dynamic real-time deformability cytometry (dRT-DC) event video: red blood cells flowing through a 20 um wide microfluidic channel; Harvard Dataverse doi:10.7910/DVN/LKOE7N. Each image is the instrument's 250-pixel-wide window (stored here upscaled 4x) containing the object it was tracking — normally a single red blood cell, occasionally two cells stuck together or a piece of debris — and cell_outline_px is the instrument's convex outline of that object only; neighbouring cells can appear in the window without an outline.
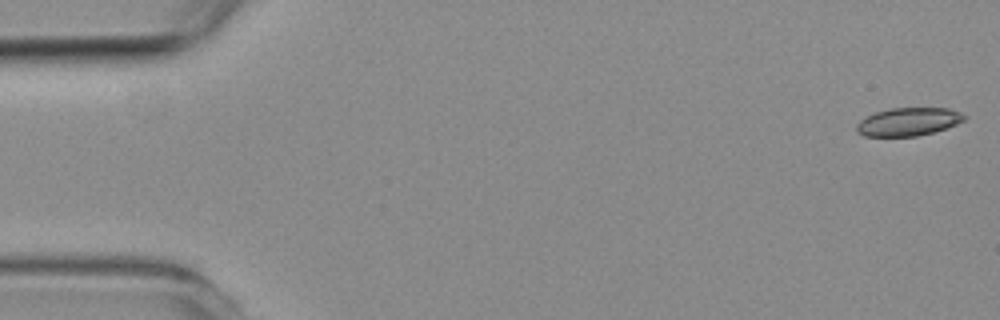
{"species": "common noctule bat (a hibernating species)", "species_latin": "Nyctalus noctula", "temperature_condition": "room temperature", "stored_images_in_passage": 7, "camera_frame_rate_fps": 3000, "um_per_image_px": 0.085, "animal": {"sex": "female", "body_mass_g": 19.3, "forearm_length_mm": 54.1}, "frame": {"image": 1, "passage_image": 1, "time_ms": 0.0, "image_size_px": [1000, 320], "cell_outline_px": [[968, 116], [964, 120], [956, 124], [932, 132], [916, 136], [864, 136], [856, 132], [856, 124], [860, 120], [876, 112], [892, 108], [948, 108], [960, 112]], "centroid_in_image_um": [77.2, 10.34], "position_along_channel_um": 7.8, "area_um2": 17.51}}
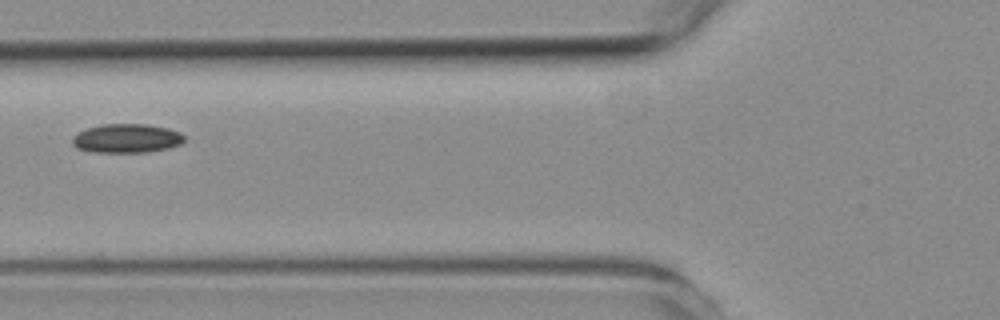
{"frame": {"image": 2, "passage_image": 6, "time_ms": 6.0, "image_size_px": [1000, 320], "cell_outline_px": [[184, 140], [180, 144], [168, 148], [144, 152], [96, 152], [76, 148], [72, 144], [72, 140], [80, 132], [88, 128], [104, 124], [148, 124], [168, 128], [180, 132], [184, 136]], "centroid_in_image_um": [10.8, 11.76], "position_along_channel_um": 115.0, "area_um2": 18.67}}
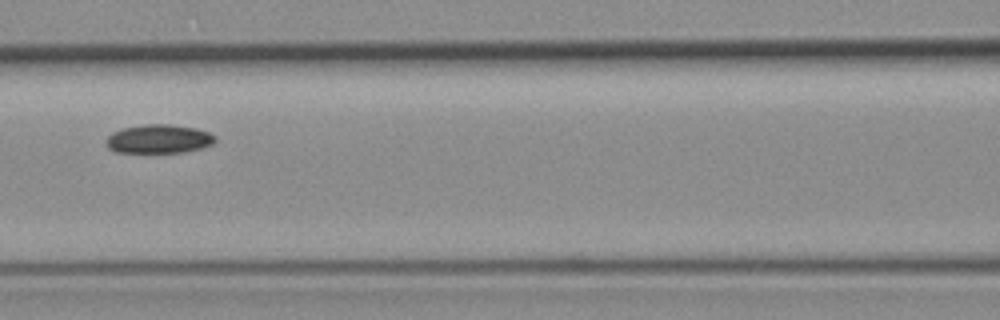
{"frame": {"image": 3, "passage_image": 7, "time_ms": 7.0, "image_size_px": [1000, 320], "cell_outline_px": [[216, 140], [212, 144], [200, 148], [184, 152], [116, 152], [108, 148], [104, 144], [104, 140], [112, 132], [124, 128], [144, 124], [168, 124], [196, 128], [208, 132], [216, 136]], "centroid_in_image_um": [13.47, 11.8], "position_along_channel_um": 153.1, "area_um2": 18.32}}